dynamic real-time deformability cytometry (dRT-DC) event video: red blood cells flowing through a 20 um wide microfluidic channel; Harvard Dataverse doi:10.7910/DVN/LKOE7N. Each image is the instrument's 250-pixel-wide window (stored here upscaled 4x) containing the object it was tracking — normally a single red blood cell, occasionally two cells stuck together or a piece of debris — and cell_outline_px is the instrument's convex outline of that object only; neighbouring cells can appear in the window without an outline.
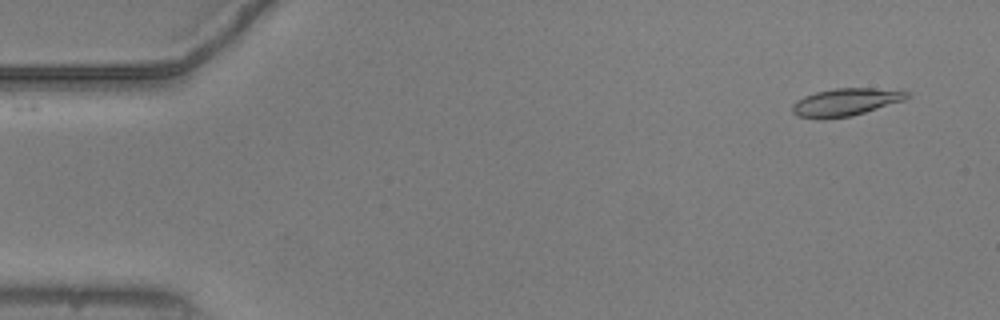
{"species": "common noctule bat (a hibernating species)", "species_latin": "Nyctalus noctula", "temperature_condition": "warm", "stored_images_in_passage": 51, "camera_frame_rate_fps": 3000, "um_per_image_px": 0.085, "animal": {"sex": "male", "body_mass_g": 20.5, "forearm_length_mm": 52.5}, "frame": {"image": 1, "passage_image": 1, "time_ms": 0.0, "image_size_px": [1000, 320], "cell_outline_px": [[912, 96], [904, 100], [852, 116], [824, 120], [820, 120], [796, 116], [792, 112], [792, 104], [796, 100], [804, 96], [816, 92], [836, 88], [872, 88], [912, 92]], "centroid_in_image_um": [71.84, 8.7], "position_along_channel_um": 13.2, "area_um2": 18.67}}
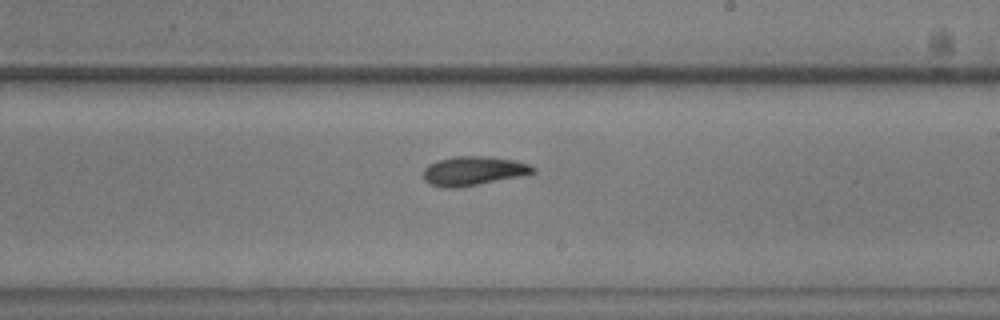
{"frame": {"image": 2, "passage_image": 29, "time_ms": 9.333, "image_size_px": [1000, 320], "cell_outline_px": [[536, 172], [524, 176], [456, 188], [440, 188], [428, 184], [424, 180], [424, 168], [428, 164], [436, 160], [452, 156], [488, 156], [516, 160], [528, 164], [536, 168]], "centroid_in_image_um": [40.23, 14.53], "position_along_channel_um": 248.8, "area_um2": 19.02}}
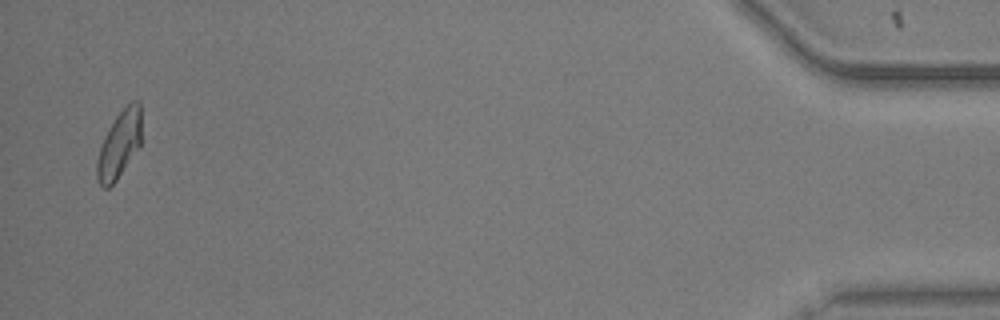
{"frame": {"image": 3, "passage_image": 50, "time_ms": 16.333, "image_size_px": [1000, 320], "cell_outline_px": [[140, 148], [116, 180], [108, 188], [104, 188], [96, 180], [96, 164], [100, 148], [104, 136], [108, 128], [116, 116], [132, 100], [140, 100]], "centroid_in_image_um": [10.13, 12.3], "position_along_channel_um": 425.1, "area_um2": 17.4}, "authors_computed_cell_mechanics": {"area_um2": 18.207, "velocity_mm_per_s": 3.7651, "shape_relaxation_time_tau1_ms": 5.6098, "shape_relaxation_time_tau2_ms": 10.8291, "deformation_change_tau1": 0.1806, "deformation_change_tau2": 0.1463}}